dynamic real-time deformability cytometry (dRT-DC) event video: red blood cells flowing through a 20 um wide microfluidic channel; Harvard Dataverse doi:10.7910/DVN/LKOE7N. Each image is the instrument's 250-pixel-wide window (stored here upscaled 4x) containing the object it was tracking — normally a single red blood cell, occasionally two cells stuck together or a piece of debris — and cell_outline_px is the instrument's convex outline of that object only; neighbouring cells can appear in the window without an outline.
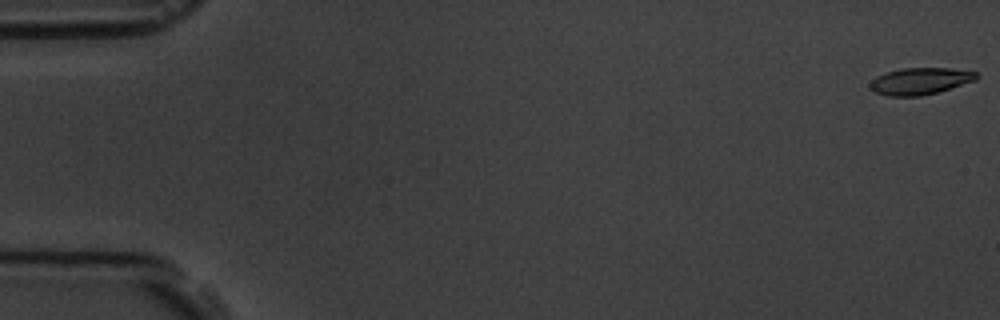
{"species": "common noctule bat (a hibernating species)", "species_latin": "Nyctalus noctula", "temperature_condition": "room temperature", "stored_images_in_passage": 6, "camera_frame_rate_fps": 3000, "um_per_image_px": 0.085, "animal": {"sex": "male", "body_mass_g": 19.5, "forearm_length_mm": 54.6}, "frame": {"image": 1, "passage_image": 1, "time_ms": 0.0, "image_size_px": [1000, 320], "cell_outline_px": [[980, 76], [976, 80], [936, 92], [920, 96], [888, 96], [876, 92], [868, 84], [876, 76], [900, 68], [952, 68], [976, 72]], "centroid_in_image_um": [78.22, 6.88], "position_along_channel_um": 6.8, "area_um2": 16.47}}
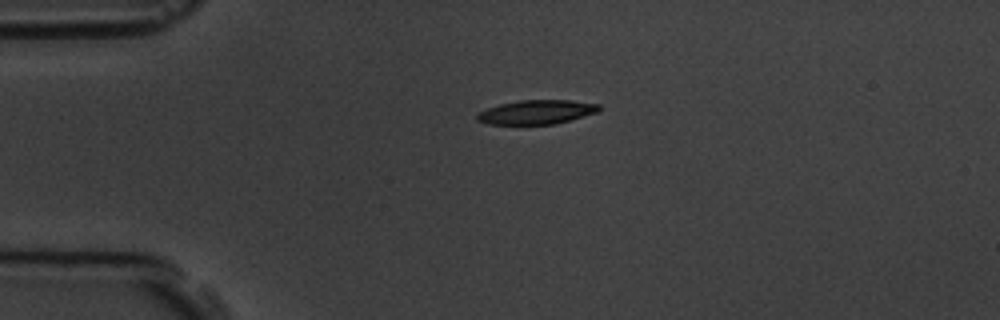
{"frame": {"image": 2, "passage_image": 5, "time_ms": 4.333, "image_size_px": [1000, 320], "cell_outline_px": [[600, 108], [596, 112], [572, 120], [556, 124], [488, 124], [476, 120], [476, 112], [500, 104], [520, 100], [572, 100], [600, 104]], "centroid_in_image_um": [45.59, 9.53], "position_along_channel_um": 39.4, "area_um2": 17.22}}